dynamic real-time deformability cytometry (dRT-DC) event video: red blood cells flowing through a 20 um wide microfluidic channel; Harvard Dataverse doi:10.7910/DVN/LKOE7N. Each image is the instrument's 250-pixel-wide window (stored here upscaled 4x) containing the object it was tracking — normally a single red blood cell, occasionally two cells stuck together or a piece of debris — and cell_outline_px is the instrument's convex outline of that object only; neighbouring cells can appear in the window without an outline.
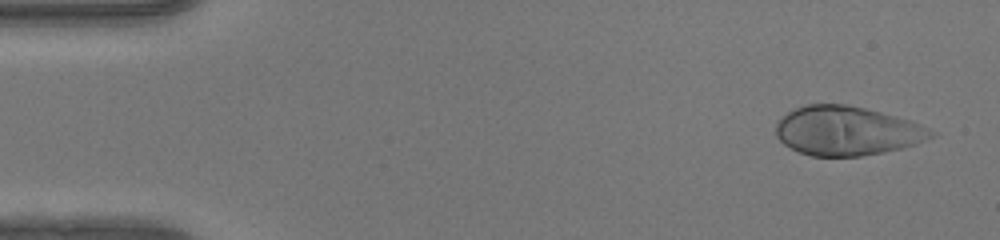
{"species": "human", "species_latin": "Homo sapiens", "temperature_condition": "warm", "stored_images_in_passage": 47, "camera_frame_rate_fps": 3000, "um_per_image_px": 0.085, "donor": {"sex": "female"}, "frame": {"image": 1, "passage_image": 1, "time_ms": 0.0, "image_size_px": [1000, 240], "cell_outline_px": [[936, 132], [932, 136], [916, 144], [900, 148], [860, 156], [812, 156], [800, 152], [784, 144], [776, 136], [776, 124], [788, 112], [796, 108], [808, 104], [848, 104], [896, 116], [920, 124]], "centroid_in_image_um": [71.97, 11.12], "position_along_channel_um": 13.0, "area_um2": 43.93}}
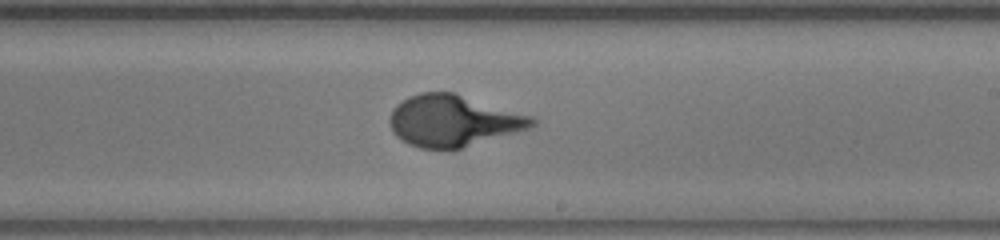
{"frame": {"image": 2, "passage_image": 27, "time_ms": 8.667, "image_size_px": [1000, 240], "cell_outline_px": [[540, 120], [532, 128], [460, 148], [420, 148], [408, 144], [400, 140], [392, 132], [388, 120], [392, 108], [396, 104], [408, 96], [420, 92], [452, 92], [532, 116]], "centroid_in_image_um": [38.5, 10.26], "position_along_channel_um": 250.5, "area_um2": 42.71}}
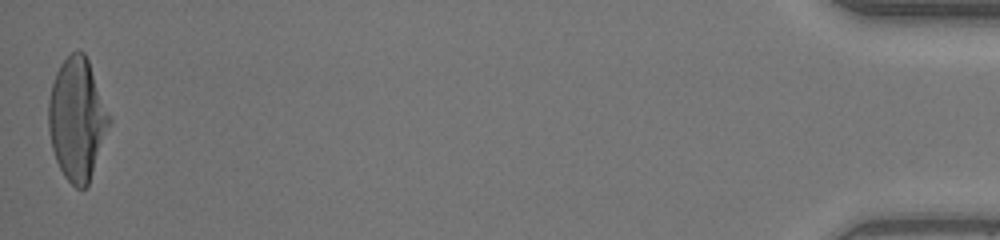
{"frame": {"image": 3, "passage_image": 47, "time_ms": 15.333, "image_size_px": [1000, 240], "cell_outline_px": [[112, 120], [88, 184], [84, 188], [76, 188], [64, 176], [56, 160], [52, 148], [48, 132], [48, 100], [52, 84], [56, 72], [60, 64], [72, 52], [84, 52], [88, 60], [112, 116]], "centroid_in_image_um": [6.56, 10.12], "position_along_channel_um": 428.6, "area_um2": 43.29}}